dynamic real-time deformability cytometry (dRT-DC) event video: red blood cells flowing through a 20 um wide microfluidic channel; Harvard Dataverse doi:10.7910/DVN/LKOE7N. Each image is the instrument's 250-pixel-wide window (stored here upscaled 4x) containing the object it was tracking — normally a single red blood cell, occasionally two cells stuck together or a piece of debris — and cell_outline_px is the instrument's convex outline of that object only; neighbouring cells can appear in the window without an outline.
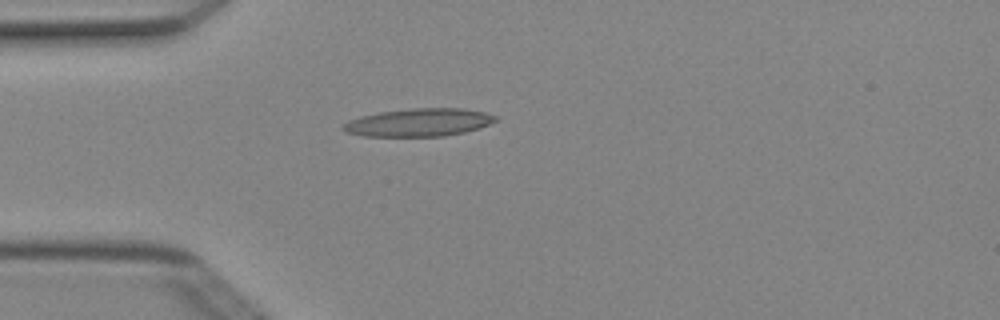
{"species": "Egyptian fruit bat (a non-hibernating species)", "species_latin": "Rousettus aegyptiacus", "temperature_condition": "cold", "stored_images_in_passage": 4, "camera_frame_rate_fps": 3000, "um_per_image_px": 0.085, "animal": {"sex": "female"}, "frame": {"image": 1, "passage_image": 4, "time_ms": 1.0, "image_size_px": [1000, 320], "cell_outline_px": [[496, 120], [480, 128], [464, 132], [444, 136], [364, 136], [344, 132], [340, 128], [348, 120], [360, 116], [380, 112], [412, 108], [464, 108], [484, 112], [496, 116]], "centroid_in_image_um": [35.56, 10.41], "position_along_channel_um": 49.4, "area_um2": 24.8}}